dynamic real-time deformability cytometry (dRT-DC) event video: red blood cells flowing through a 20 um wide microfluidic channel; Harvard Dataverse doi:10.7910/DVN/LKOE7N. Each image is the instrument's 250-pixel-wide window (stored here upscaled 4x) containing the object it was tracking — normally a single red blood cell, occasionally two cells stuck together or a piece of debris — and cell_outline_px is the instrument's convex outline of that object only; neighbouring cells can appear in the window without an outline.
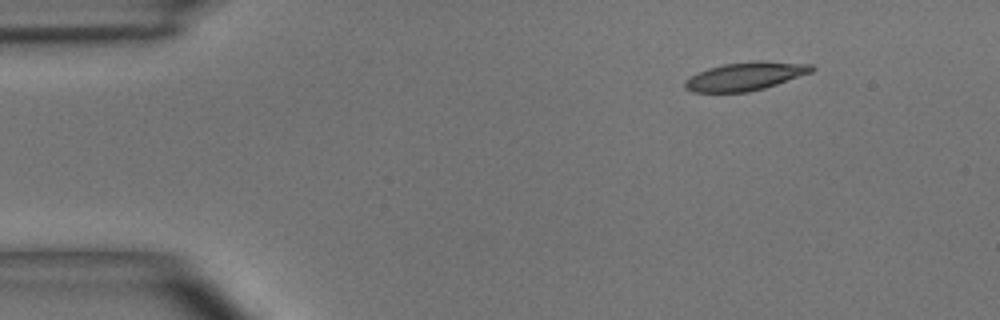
{"species": "common noctule bat (a hibernating species)", "species_latin": "Nyctalus noctula", "temperature_condition": "room temperature", "stored_images_in_passage": 45, "camera_frame_rate_fps": 3000, "um_per_image_px": 0.085, "animal": {"sex": "male", "body_mass_g": 15.6}, "frame": {"image": 1, "passage_image": 1, "time_ms": 0.0, "image_size_px": [1000, 320], "cell_outline_px": [[816, 68], [812, 72], [764, 88], [748, 92], [692, 92], [684, 88], [684, 80], [708, 68], [724, 64], [752, 60], [764, 60], [812, 64]], "centroid_in_image_um": [63.37, 6.47], "position_along_channel_um": 21.6, "area_um2": 20.98}}
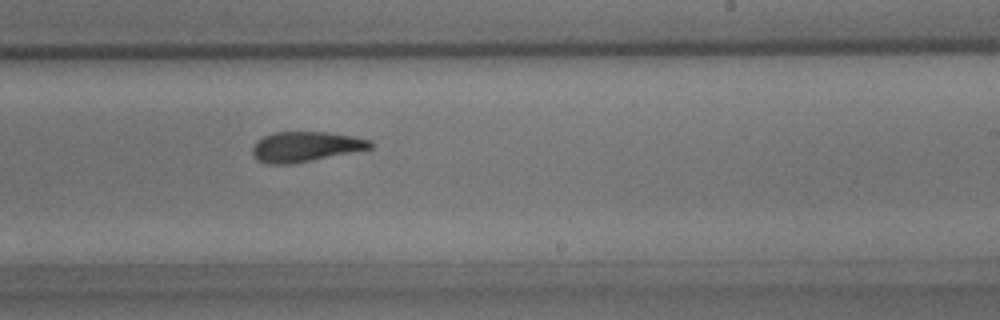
{"frame": {"image": 2, "passage_image": 25, "time_ms": 8.0, "image_size_px": [1000, 320], "cell_outline_px": [[372, 148], [288, 164], [268, 164], [256, 160], [252, 156], [252, 148], [256, 140], [264, 136], [276, 132], [328, 132], [352, 136], [372, 140]], "centroid_in_image_um": [25.91, 12.46], "position_along_channel_um": 263.1, "area_um2": 20.46}}
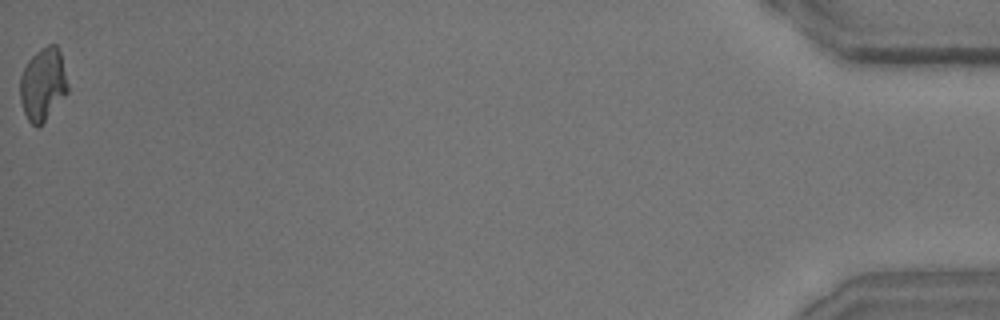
{"frame": {"image": 3, "passage_image": 45, "time_ms": 14.667, "image_size_px": [1000, 320], "cell_outline_px": [[68, 92], [44, 120], [36, 128], [28, 120], [24, 112], [20, 100], [20, 76], [28, 60], [40, 48], [48, 44], [56, 44], [60, 52], [68, 84]], "centroid_in_image_um": [3.64, 7.13], "position_along_channel_um": 431.6, "area_um2": 20.0}, "authors_computed_cell_mechanics": {"area_um2": 20.9814, "velocity_mm_per_s": 3.96, "shape_relaxation_time_tau1_ms": 4.9871, "shape_relaxation_time_tau2_ms": 2.3759, "deformation_change_tau1": 0.1816, "deformation_change_tau2": 0.1003}}